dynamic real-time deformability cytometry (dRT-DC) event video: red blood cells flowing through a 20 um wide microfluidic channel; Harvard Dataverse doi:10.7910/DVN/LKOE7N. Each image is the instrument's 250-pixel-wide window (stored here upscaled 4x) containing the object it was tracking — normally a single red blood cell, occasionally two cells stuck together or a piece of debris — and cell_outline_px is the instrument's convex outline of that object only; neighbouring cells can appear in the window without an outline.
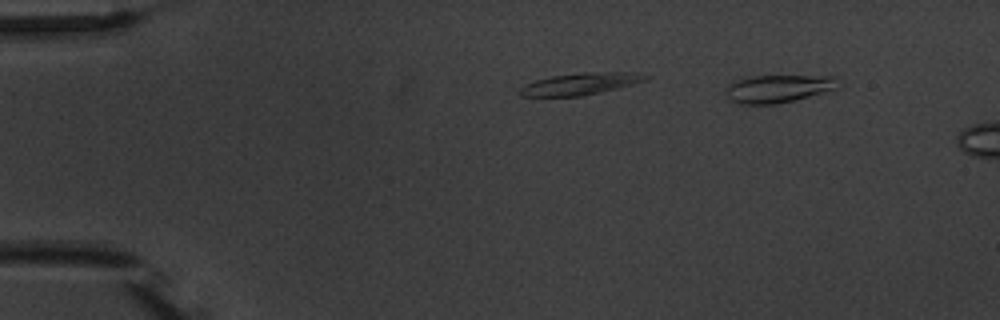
{"species": "common noctule bat (a hibernating species)", "species_latin": "Nyctalus noctula", "temperature_condition": "warm", "stored_images_in_passage": 2, "camera_frame_rate_fps": 3000, "um_per_image_px": 0.085, "animal": {"sex": "male", "body_mass_g": 20.1, "forearm_length_mm": 53.5}, "frame": {"image": 1, "passage_image": 1, "time_ms": 0.0, "image_size_px": [1000, 320], "cell_outline_px": [[844, 84], [808, 96], [776, 104], [740, 104], [728, 100], [724, 92], [728, 84], [736, 80], [748, 76], [832, 76]], "centroid_in_image_um": [66.05, 7.53], "position_along_channel_um": 18.9, "area_um2": 18.09}}